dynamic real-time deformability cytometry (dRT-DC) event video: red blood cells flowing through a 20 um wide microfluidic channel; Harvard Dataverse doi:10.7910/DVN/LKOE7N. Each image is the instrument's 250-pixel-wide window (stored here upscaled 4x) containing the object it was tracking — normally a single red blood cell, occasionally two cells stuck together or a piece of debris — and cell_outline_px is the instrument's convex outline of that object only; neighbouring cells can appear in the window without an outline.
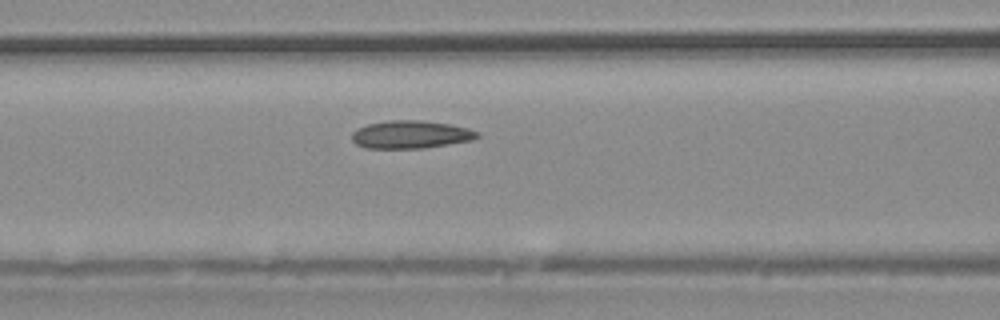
{"species": "common noctule bat (a hibernating species)", "species_latin": "Nyctalus noctula", "temperature_condition": "warm", "stored_images_in_passage": 32, "camera_frame_rate_fps": 3000, "um_per_image_px": 0.085, "animal": {"sex": "male", "body_mass_g": 20.4}, "frame": {"image": 1, "passage_image": 9, "time_ms": 2.667, "image_size_px": [1000, 320], "cell_outline_px": [[480, 136], [472, 140], [424, 148], [364, 148], [356, 144], [352, 140], [352, 132], [356, 128], [368, 124], [388, 120], [420, 120], [448, 124], [468, 128], [480, 132]], "centroid_in_image_um": [34.89, 11.43], "position_along_channel_um": 131.7, "area_um2": 20.4}}
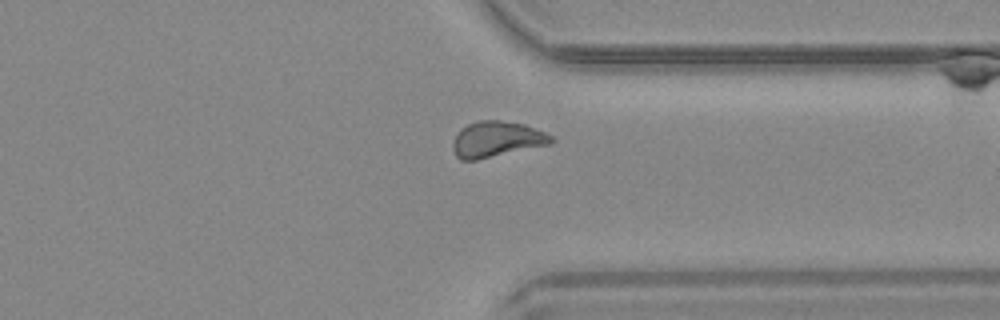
{"frame": {"image": 2, "passage_image": 23, "time_ms": 7.333, "image_size_px": [1000, 320], "cell_outline_px": [[556, 140], [552, 144], [476, 160], [460, 160], [456, 156], [452, 148], [452, 144], [456, 136], [468, 124], [480, 120], [500, 120], [524, 124], [544, 132], [552, 136]], "centroid_in_image_um": [42.25, 11.85], "position_along_channel_um": 369.2, "area_um2": 20.4}}
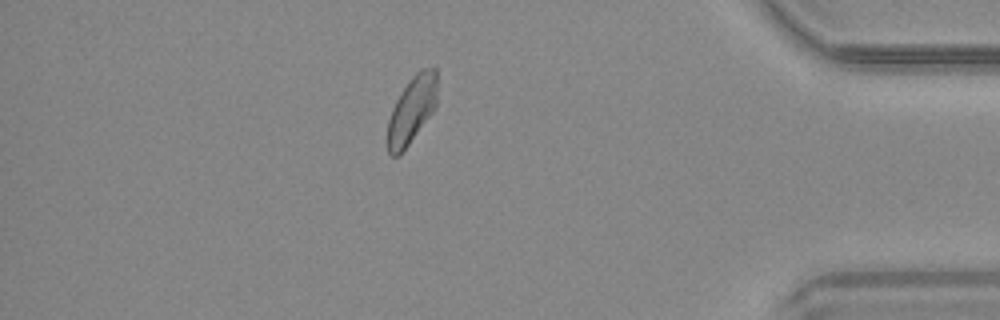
{"frame": {"image": 3, "passage_image": 27, "time_ms": 8.667, "image_size_px": [1000, 320], "cell_outline_px": [[436, 104], [432, 112], [400, 156], [392, 156], [388, 152], [388, 120], [392, 108], [400, 92], [412, 76], [420, 68], [436, 68]], "centroid_in_image_um": [34.98, 9.33], "position_along_channel_um": 400.2, "area_um2": 19.19}}